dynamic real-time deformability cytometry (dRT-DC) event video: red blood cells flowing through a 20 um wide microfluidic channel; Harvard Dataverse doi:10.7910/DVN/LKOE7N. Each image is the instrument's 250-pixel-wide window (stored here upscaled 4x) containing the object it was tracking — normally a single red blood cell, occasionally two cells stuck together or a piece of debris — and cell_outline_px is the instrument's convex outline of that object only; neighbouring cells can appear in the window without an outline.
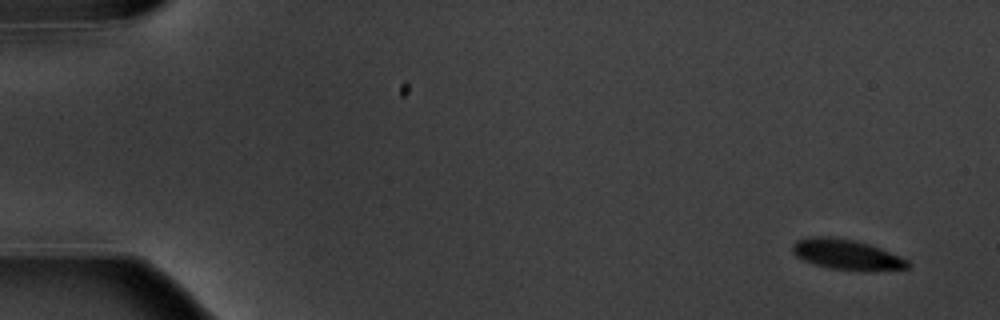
{"species": "common noctule bat (a hibernating species)", "species_latin": "Nyctalus noctula", "temperature_condition": "warm", "stored_images_in_passage": 5, "camera_frame_rate_fps": 3000, "um_per_image_px": 0.085, "animal": {"sex": "male", "body_mass_g": 20.1, "forearm_length_mm": 53.5}, "frame": {"image": 1, "passage_image": 1, "time_ms": 0.0, "image_size_px": [1000, 320], "cell_outline_px": [[912, 264], [908, 268], [828, 268], [804, 260], [796, 256], [792, 252], [792, 244], [796, 240], [808, 236], [832, 236], [856, 240], [880, 248], [900, 256], [908, 260]], "centroid_in_image_um": [71.87, 21.56], "position_along_channel_um": 13.1, "area_um2": 19.59}}
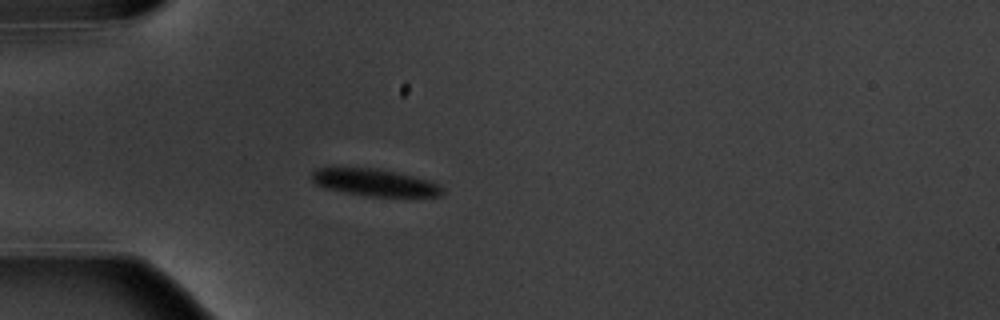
{"frame": {"image": 2, "passage_image": 5, "time_ms": 4.667, "image_size_px": [1000, 320], "cell_outline_px": [[444, 192], [440, 196], [368, 196], [344, 192], [324, 188], [316, 184], [312, 180], [312, 172], [316, 168], [376, 168], [396, 172], [412, 176], [440, 184], [444, 188]], "centroid_in_image_um": [31.85, 15.52], "position_along_channel_um": 53.2, "area_um2": 20.46}}